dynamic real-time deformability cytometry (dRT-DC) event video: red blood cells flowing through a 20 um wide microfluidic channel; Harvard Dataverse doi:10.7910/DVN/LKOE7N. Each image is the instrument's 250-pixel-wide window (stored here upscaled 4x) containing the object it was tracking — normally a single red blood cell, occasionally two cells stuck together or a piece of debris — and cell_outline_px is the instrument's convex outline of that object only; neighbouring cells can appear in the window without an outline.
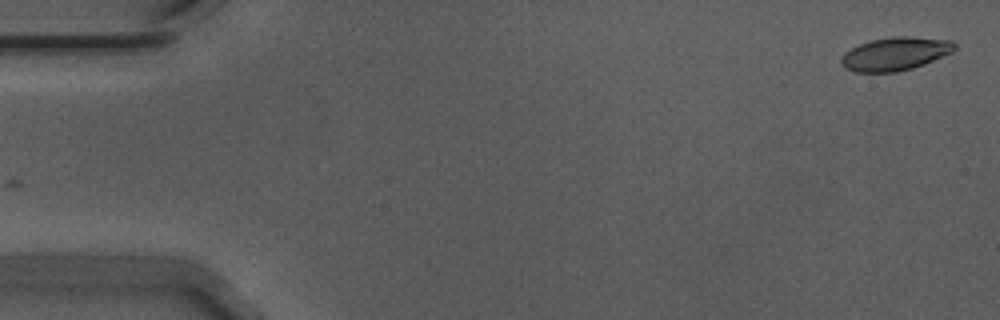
{"species": "Egyptian fruit bat (a non-hibernating species)", "species_latin": "Rousettus aegyptiacus", "temperature_condition": "warm", "stored_images_in_passage": 55, "camera_frame_rate_fps": 3000, "um_per_image_px": 0.085, "animal": {"sex": "male"}, "frame": {"image": 1, "passage_image": 1, "time_ms": 0.0, "image_size_px": [1000, 320], "cell_outline_px": [[956, 48], [952, 52], [924, 64], [912, 68], [896, 72], [856, 72], [844, 68], [840, 60], [852, 48], [860, 44], [872, 40], [892, 36], [912, 36], [952, 40], [956, 44]], "centroid_in_image_um": [76.14, 4.57], "position_along_channel_um": 8.9, "area_um2": 21.85}}
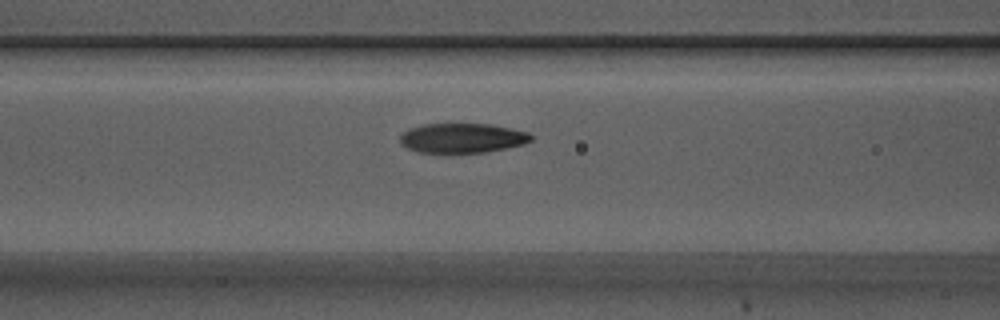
{"frame": {"image": 2, "passage_image": 22, "time_ms": 7.0, "image_size_px": [1000, 320], "cell_outline_px": [[532, 140], [524, 144], [484, 152], [452, 156], [416, 152], [408, 148], [400, 140], [400, 136], [408, 128], [424, 124], [488, 124], [512, 128], [528, 132], [532, 136]], "centroid_in_image_um": [39.26, 11.78], "position_along_channel_um": 127.3, "area_um2": 23.35}}
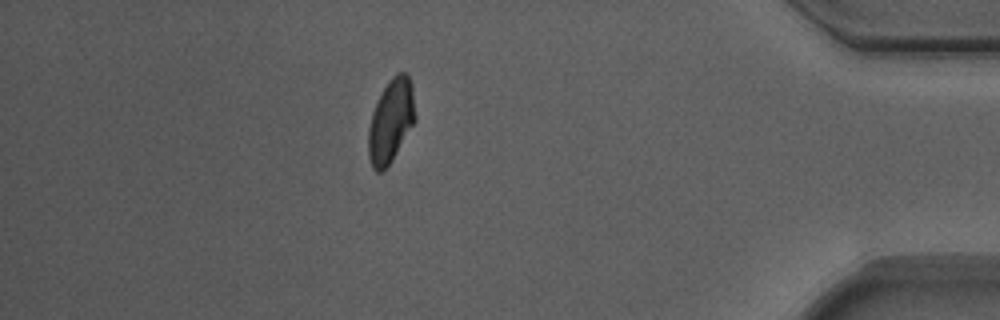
{"frame": {"image": 3, "passage_image": 48, "time_ms": 15.667, "image_size_px": [1000, 320], "cell_outline_px": [[416, 120], [392, 160], [380, 172], [376, 172], [372, 168], [368, 156], [368, 128], [372, 112], [388, 80], [396, 72], [404, 72], [408, 76], [412, 84], [416, 116]], "centroid_in_image_um": [33.23, 10.26], "position_along_channel_um": 402.0, "area_um2": 22.77}, "authors_computed_cell_mechanics": {"area_um2": 22.9466, "velocity_mm_per_s": 3.6947, "shape_relaxation_time_tau1_ms": 3.9438, "shape_relaxation_time_tau2_ms": 1.8728, "deformation_change_tau1": 0.1674, "deformation_change_tau2": 0.0777}}